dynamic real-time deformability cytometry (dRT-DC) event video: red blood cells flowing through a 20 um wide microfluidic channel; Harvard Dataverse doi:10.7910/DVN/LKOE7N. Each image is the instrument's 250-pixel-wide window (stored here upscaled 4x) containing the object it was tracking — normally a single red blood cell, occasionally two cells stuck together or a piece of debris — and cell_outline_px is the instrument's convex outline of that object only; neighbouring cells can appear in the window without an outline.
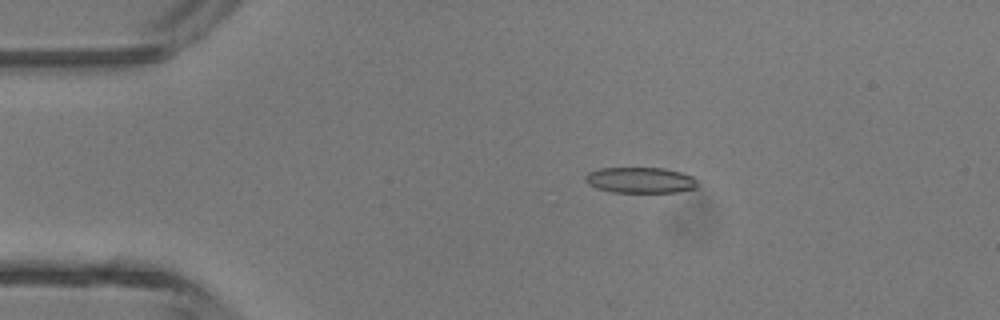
{"species": "common noctule bat (a hibernating species)", "species_latin": "Nyctalus noctula", "temperature_condition": "room temperature", "stored_images_in_passage": 4, "camera_frame_rate_fps": 3000, "um_per_image_px": 0.085, "animal": {"sex": "male", "body_mass_g": 13.3}, "frame": {"image": 1, "passage_image": 3, "time_ms": 2.333, "image_size_px": [1000, 320], "cell_outline_px": [[696, 188], [680, 192], [612, 192], [596, 188], [588, 184], [584, 180], [584, 176], [588, 172], [600, 168], [664, 168], [680, 172], [692, 176], [696, 180]], "centroid_in_image_um": [54.4, 15.31], "position_along_channel_um": 30.6, "area_um2": 16.94}}